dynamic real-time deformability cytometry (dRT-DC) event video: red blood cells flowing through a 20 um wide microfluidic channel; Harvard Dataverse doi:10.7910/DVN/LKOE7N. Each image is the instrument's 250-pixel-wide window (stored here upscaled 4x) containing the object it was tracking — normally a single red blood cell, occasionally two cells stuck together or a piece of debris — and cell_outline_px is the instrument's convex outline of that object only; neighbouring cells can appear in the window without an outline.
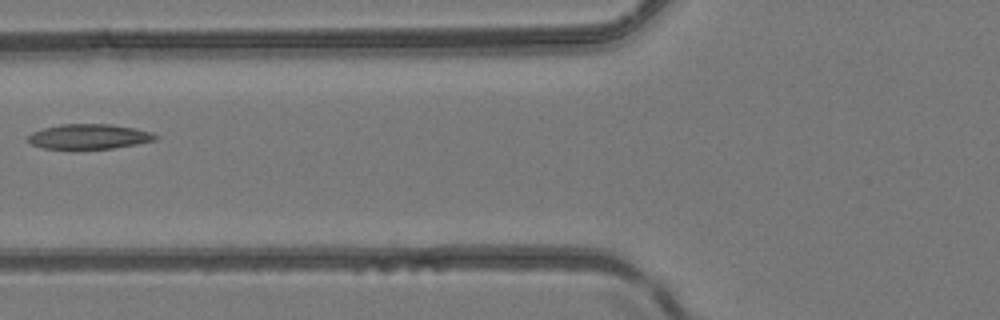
{"species": "common noctule bat (a hibernating species)", "species_latin": "Nyctalus noctula", "temperature_condition": "room temperature", "stored_images_in_passage": 6, "camera_frame_rate_fps": 3000, "um_per_image_px": 0.085, "animal": {"sex": "female", "body_mass_g": 24.6, "forearm_length_mm": 56.2}, "frame": {"image": 1, "passage_image": 6, "time_ms": 1.667, "image_size_px": [1000, 320], "cell_outline_px": [[160, 136], [156, 140], [136, 144], [112, 148], [44, 148], [32, 144], [28, 140], [28, 136], [32, 132], [44, 128], [60, 124], [112, 124], [152, 132]], "centroid_in_image_um": [7.6, 11.59], "position_along_channel_um": 118.2, "area_um2": 18.26}}